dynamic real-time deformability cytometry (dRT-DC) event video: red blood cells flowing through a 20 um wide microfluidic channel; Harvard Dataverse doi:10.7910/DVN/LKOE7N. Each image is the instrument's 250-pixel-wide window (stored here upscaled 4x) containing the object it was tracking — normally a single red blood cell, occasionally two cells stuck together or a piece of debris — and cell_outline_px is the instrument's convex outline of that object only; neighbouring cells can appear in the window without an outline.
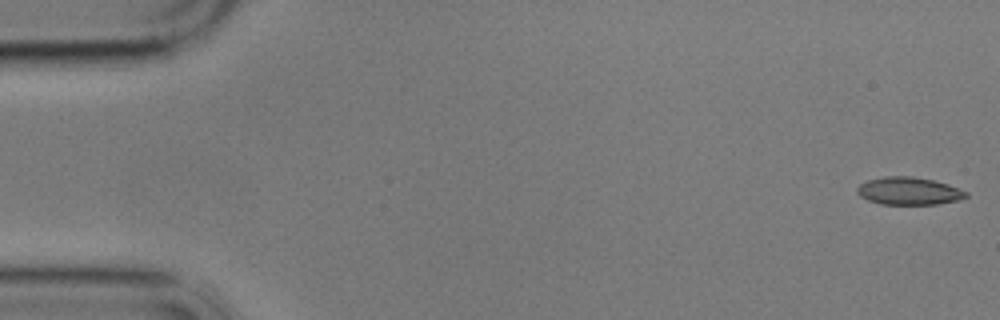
{"species": "common noctule bat (a hibernating species)", "species_latin": "Nyctalus noctula", "temperature_condition": "cold", "stored_images_in_passage": 3, "camera_frame_rate_fps": 3000, "um_per_image_px": 0.085, "animal": {"sex": "male", "body_mass_g": 17.9}, "frame": {"image": 1, "passage_image": 1, "time_ms": 0.0, "image_size_px": [1000, 320], "cell_outline_px": [[968, 196], [956, 200], [936, 204], [880, 204], [868, 200], [860, 196], [856, 192], [856, 188], [860, 184], [868, 180], [884, 176], [912, 176], [932, 180], [948, 184], [968, 192]], "centroid_in_image_um": [77.22, 16.23], "position_along_channel_um": 7.8, "area_um2": 17.46}}